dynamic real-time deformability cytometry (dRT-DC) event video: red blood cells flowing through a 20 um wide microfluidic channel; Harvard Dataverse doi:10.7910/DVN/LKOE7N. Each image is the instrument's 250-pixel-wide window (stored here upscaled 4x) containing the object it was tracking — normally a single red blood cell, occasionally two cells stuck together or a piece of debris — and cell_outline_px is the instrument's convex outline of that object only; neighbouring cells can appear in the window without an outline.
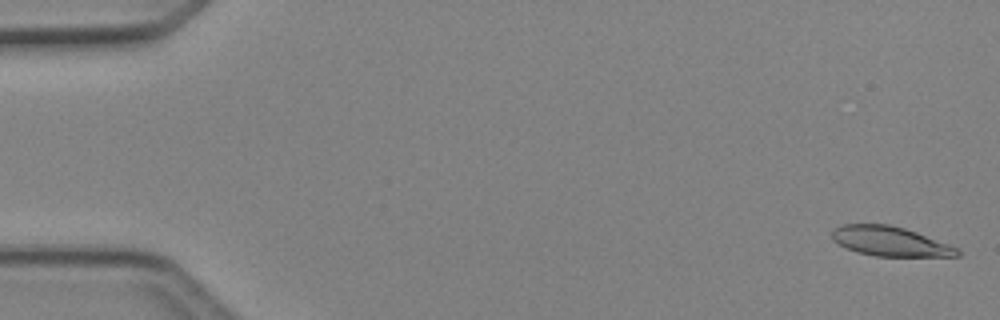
{"species": "Egyptian fruit bat (a non-hibernating species)", "species_latin": "Rousettus aegyptiacus", "temperature_condition": "cold", "stored_images_in_passage": 49, "camera_frame_rate_fps": 3000, "um_per_image_px": 0.085, "animal": {"sex": "female"}, "frame": {"image": 1, "passage_image": 2, "time_ms": 0.333, "image_size_px": [1000, 320], "cell_outline_px": [[960, 256], [876, 256], [856, 252], [844, 248], [832, 240], [832, 232], [836, 228], [844, 224], [888, 224], [904, 228], [916, 232], [960, 248]], "centroid_in_image_um": [75.66, 20.52], "position_along_channel_um": 9.3, "area_um2": 21.62}}
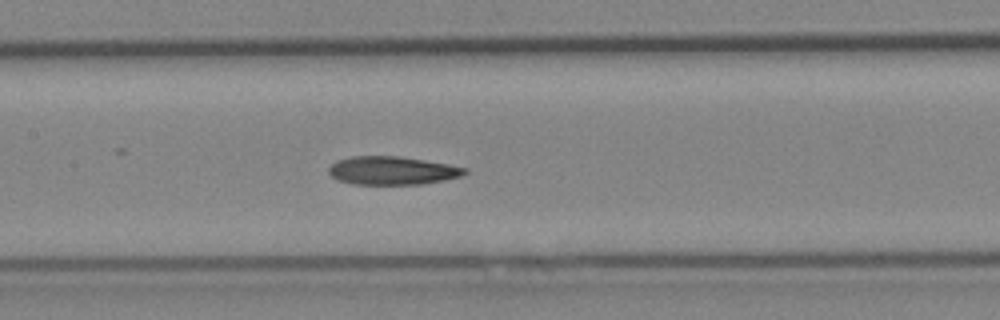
{"frame": {"image": 2, "passage_image": 24, "time_ms": 7.667, "image_size_px": [1000, 320], "cell_outline_px": [[468, 172], [460, 176], [444, 180], [420, 184], [352, 184], [336, 180], [328, 172], [328, 168], [336, 160], [352, 156], [400, 156], [448, 164], [468, 168]], "centroid_in_image_um": [33.31, 14.49], "position_along_channel_um": 174.1, "area_um2": 22.48}}
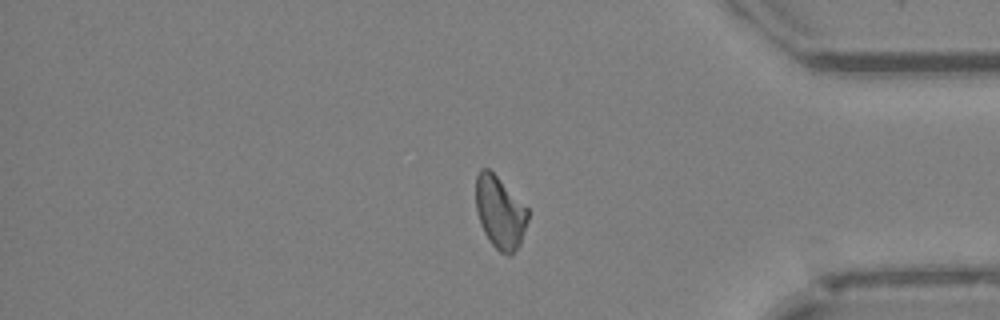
{"frame": {"image": 3, "passage_image": 41, "time_ms": 13.333, "image_size_px": [1000, 320], "cell_outline_px": [[528, 220], [520, 244], [508, 256], [500, 252], [492, 244], [484, 232], [480, 224], [476, 208], [476, 176], [480, 168], [488, 168], [528, 208]], "centroid_in_image_um": [42.49, 18.05], "position_along_channel_um": 392.7, "area_um2": 21.68}, "authors_computed_cell_mechanics": {"area_um2": 22.3686, "velocity_mm_per_s": 4.2477, "shape_relaxation_time_tau1_ms": 5.4921, "shape_relaxation_time_tau2_ms": 6.2549, "deformation_change_tau1": 0.1661, "deformation_change_tau2": 0.14}}